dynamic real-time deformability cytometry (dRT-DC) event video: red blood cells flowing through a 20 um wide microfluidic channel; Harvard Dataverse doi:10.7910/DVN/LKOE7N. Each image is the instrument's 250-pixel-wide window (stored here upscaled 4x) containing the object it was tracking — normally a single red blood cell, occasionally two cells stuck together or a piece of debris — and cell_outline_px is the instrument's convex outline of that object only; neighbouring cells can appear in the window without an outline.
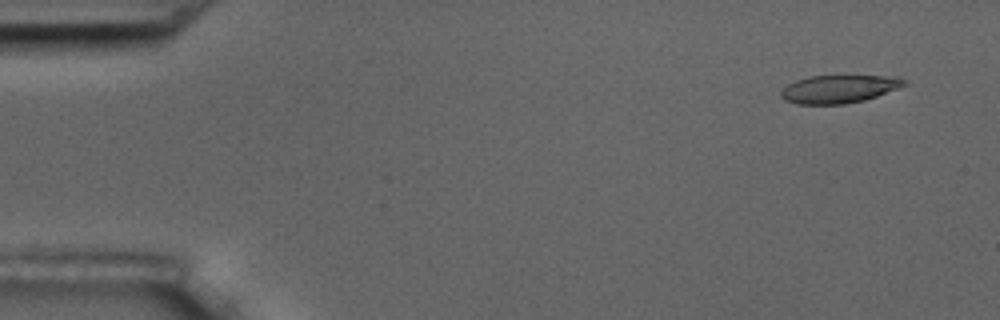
{"species": "common noctule bat (a hibernating species)", "species_latin": "Nyctalus noctula", "temperature_condition": "room temperature", "stored_images_in_passage": 5, "segment_of_instrument_passage": [1, 2], "camera_frame_rate_fps": 3000, "um_per_image_px": 0.085, "animal": {"sex": "male", "body_mass_g": 17.5, "forearm_length_mm": 52.3}, "frame": {"image": 1, "passage_image": 1, "time_ms": 0.0, "image_size_px": [1000, 320], "cell_outline_px": [[908, 84], [876, 96], [864, 100], [844, 104], [796, 104], [784, 100], [780, 96], [780, 92], [788, 84], [796, 80], [808, 76], [900, 76], [908, 80]], "centroid_in_image_um": [71.32, 7.56], "position_along_channel_um": 13.7, "area_um2": 20.17}}